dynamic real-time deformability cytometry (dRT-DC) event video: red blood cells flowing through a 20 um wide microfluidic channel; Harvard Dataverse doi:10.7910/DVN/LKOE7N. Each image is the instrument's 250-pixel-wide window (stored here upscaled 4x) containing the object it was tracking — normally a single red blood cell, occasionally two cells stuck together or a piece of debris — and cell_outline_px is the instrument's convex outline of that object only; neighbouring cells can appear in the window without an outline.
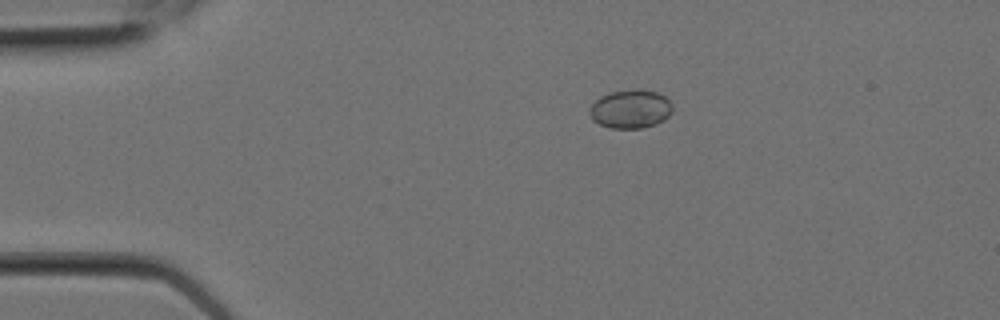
{"species": "Egyptian fruit bat (a non-hibernating species)", "species_latin": "Rousettus aegyptiacus", "temperature_condition": "room temperature", "stored_images_in_passage": 6, "camera_frame_rate_fps": 3000, "um_per_image_px": 0.085, "animal": {"sex": "female"}, "frame": {"image": 1, "passage_image": 4, "time_ms": 1.0, "image_size_px": [1000, 320], "cell_outline_px": [[672, 112], [664, 120], [656, 124], [640, 128], [612, 128], [600, 124], [592, 120], [588, 112], [588, 108], [600, 96], [608, 92], [636, 88], [656, 92], [664, 96], [672, 104]], "centroid_in_image_um": [53.57, 9.25], "position_along_channel_um": 31.4, "area_um2": 18.84}}